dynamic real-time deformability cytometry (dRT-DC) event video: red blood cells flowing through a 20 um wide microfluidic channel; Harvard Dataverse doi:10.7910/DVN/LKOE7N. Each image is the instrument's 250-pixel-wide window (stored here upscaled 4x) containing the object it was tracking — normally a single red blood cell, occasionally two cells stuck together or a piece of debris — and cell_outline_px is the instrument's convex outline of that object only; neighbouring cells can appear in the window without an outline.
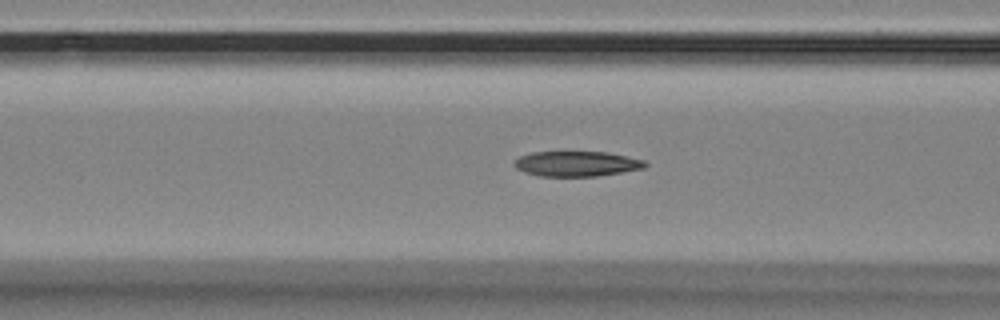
{"species": "Egyptian fruit bat (a non-hibernating species)", "species_latin": "Rousettus aegyptiacus", "temperature_condition": "room temperature", "stored_images_in_passage": 52, "camera_frame_rate_fps": 3000, "um_per_image_px": 0.085, "animal": {"sex": "female"}, "frame": {"image": 1, "passage_image": 22, "time_ms": 7.0, "image_size_px": [1000, 320], "cell_outline_px": [[648, 164], [644, 168], [596, 176], [540, 176], [524, 172], [516, 168], [512, 164], [520, 156], [532, 152], [608, 152], [644, 160]], "centroid_in_image_um": [49.0, 13.92], "position_along_channel_um": 117.6, "area_um2": 19.07}}
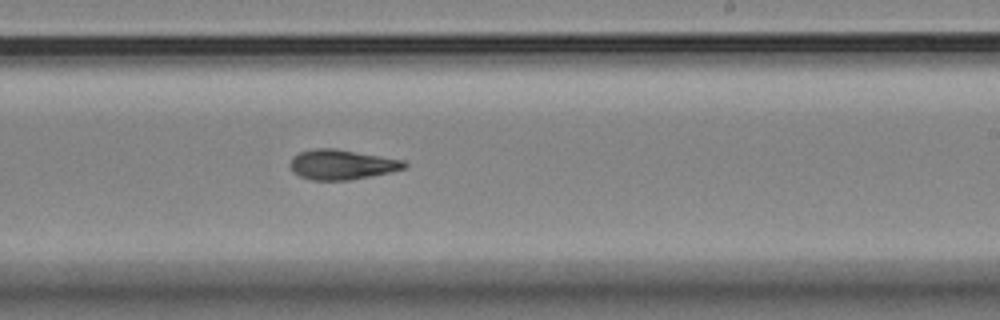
{"frame": {"image": 2, "passage_image": 34, "time_ms": 11.0, "image_size_px": [1000, 320], "cell_outline_px": [[408, 164], [404, 168], [388, 172], [348, 180], [312, 180], [300, 176], [292, 172], [288, 164], [292, 156], [300, 152], [316, 148], [336, 148], [404, 160]], "centroid_in_image_um": [28.99, 13.97], "position_along_channel_um": 260.0, "area_um2": 19.88}}
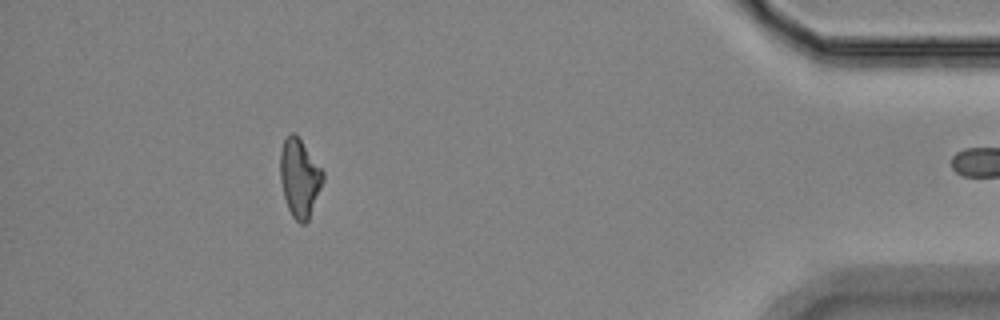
{"frame": {"image": 3, "passage_image": 51, "time_ms": 16.667, "image_size_px": [1000, 320], "cell_outline_px": [[324, 180], [308, 220], [304, 224], [300, 224], [292, 216], [288, 208], [284, 196], [280, 180], [280, 152], [284, 140], [292, 132], [300, 140], [324, 172]], "centroid_in_image_um": [25.46, 15.16], "position_along_channel_um": 409.7, "area_um2": 19.13}}